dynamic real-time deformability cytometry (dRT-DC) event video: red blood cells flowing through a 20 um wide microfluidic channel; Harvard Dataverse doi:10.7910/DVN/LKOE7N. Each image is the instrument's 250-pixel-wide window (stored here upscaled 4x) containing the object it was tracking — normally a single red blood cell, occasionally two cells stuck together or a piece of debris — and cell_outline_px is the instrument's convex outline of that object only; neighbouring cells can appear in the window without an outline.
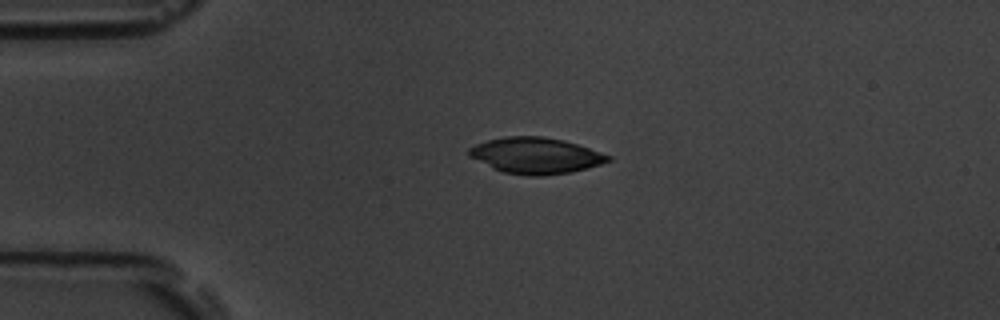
{"species": "common noctule bat (a hibernating species)", "species_latin": "Nyctalus noctula", "temperature_condition": "room temperature", "stored_images_in_passage": 2, "camera_frame_rate_fps": 3000, "um_per_image_px": 0.085, "animal": {"sex": "male", "body_mass_g": 19.5, "forearm_length_mm": 54.6}, "frame": {"image": 1, "passage_image": 1, "time_ms": 0.0, "image_size_px": [1000, 320], "cell_outline_px": [[612, 160], [588, 168], [572, 172], [540, 176], [528, 176], [504, 172], [492, 168], [468, 156], [468, 148], [476, 144], [488, 140], [504, 136], [544, 136], [564, 140], [612, 156]], "centroid_in_image_um": [45.52, 13.22], "position_along_channel_um": 39.5, "area_um2": 29.3}}